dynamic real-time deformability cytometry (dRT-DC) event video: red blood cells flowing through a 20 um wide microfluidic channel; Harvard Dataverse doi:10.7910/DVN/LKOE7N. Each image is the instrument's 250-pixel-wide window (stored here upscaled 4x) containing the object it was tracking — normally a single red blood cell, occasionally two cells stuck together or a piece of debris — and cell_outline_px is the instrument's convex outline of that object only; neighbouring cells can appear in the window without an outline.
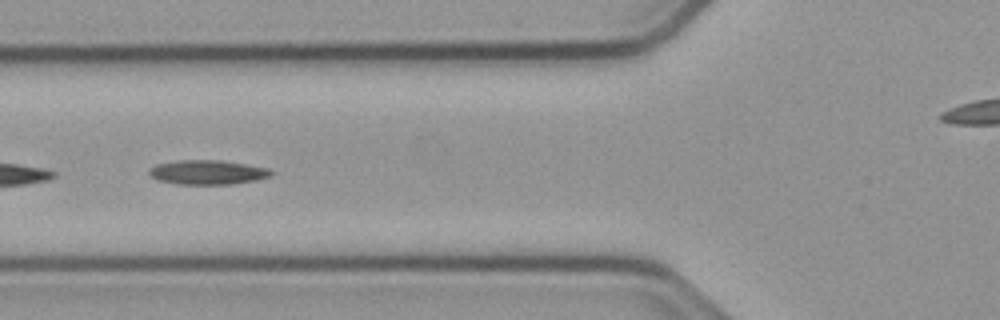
{"species": "common noctule bat (a hibernating species)", "species_latin": "Nyctalus noctula", "temperature_condition": "cold", "stored_images_in_passage": 10, "camera_frame_rate_fps": 3000, "um_per_image_px": 0.085, "animal": {"sex": "male", "body_mass_g": 23.1, "forearm_length_mm": 52.7}, "frame": {"image": 1, "passage_image": 6, "time_ms": 1.667, "image_size_px": [1000, 320], "cell_outline_px": [[276, 172], [272, 176], [256, 180], [232, 184], [176, 184], [156, 180], [148, 172], [148, 168], [156, 164], [176, 160], [220, 160], [268, 168]], "centroid_in_image_um": [17.63, 14.64], "position_along_channel_um": 108.2, "area_um2": 17.51}}